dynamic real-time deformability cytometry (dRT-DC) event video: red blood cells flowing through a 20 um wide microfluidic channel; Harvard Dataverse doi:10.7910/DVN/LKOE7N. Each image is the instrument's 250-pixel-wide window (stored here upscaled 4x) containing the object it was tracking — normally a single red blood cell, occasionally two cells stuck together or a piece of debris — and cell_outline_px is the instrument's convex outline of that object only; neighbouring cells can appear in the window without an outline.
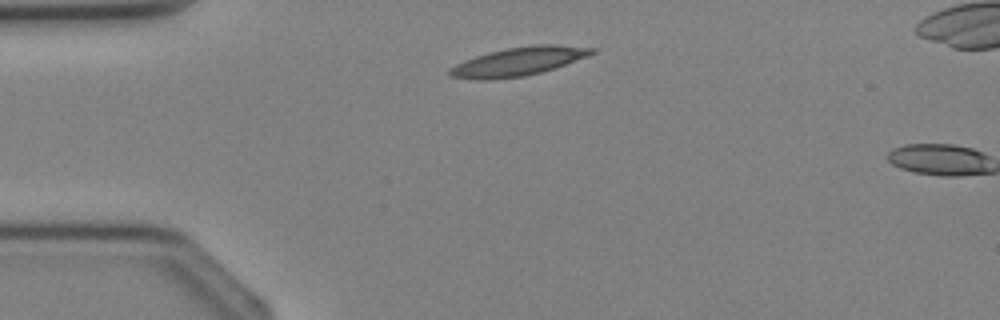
{"species": "Egyptian fruit bat (a non-hibernating species)", "species_latin": "Rousettus aegyptiacus", "temperature_condition": "cold", "stored_images_in_passage": 2, "camera_frame_rate_fps": 3000, "um_per_image_px": 0.085, "animal": {"sex": "female"}, "frame": {"image": 1, "passage_image": 1, "time_ms": 0.0, "image_size_px": [1000, 320], "cell_outline_px": [[596, 52], [588, 56], [540, 72], [524, 76], [488, 80], [476, 80], [452, 76], [448, 72], [448, 68], [464, 60], [488, 52], [508, 48], [536, 44], [552, 44], [596, 48]], "centroid_in_image_um": [44.04, 5.22], "position_along_channel_um": 41.0, "area_um2": 23.41}}